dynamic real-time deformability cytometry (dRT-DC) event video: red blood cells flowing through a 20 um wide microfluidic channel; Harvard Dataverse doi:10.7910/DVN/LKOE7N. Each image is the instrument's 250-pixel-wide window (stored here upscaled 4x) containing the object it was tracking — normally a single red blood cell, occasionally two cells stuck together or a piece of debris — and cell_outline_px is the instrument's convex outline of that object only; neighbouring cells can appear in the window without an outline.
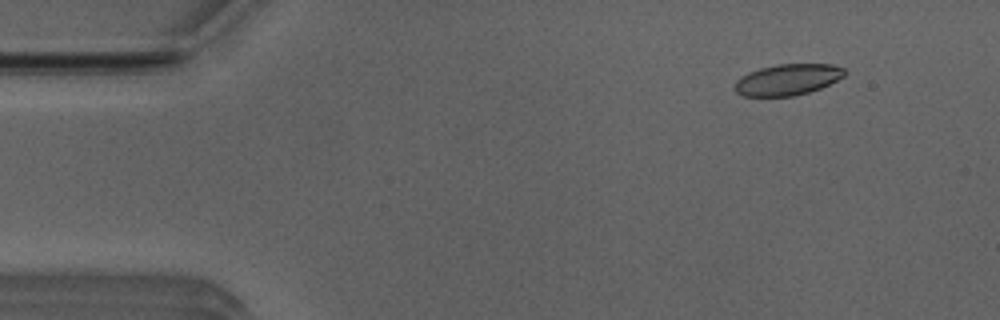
{"species": "Egyptian fruit bat (a non-hibernating species)", "species_latin": "Rousettus aegyptiacus", "temperature_condition": "room temperature", "stored_images_in_passage": 52, "camera_frame_rate_fps": 3000, "um_per_image_px": 0.085, "animal": {"sex": "male"}, "frame": {"image": 1, "passage_image": 6, "time_ms": 1.667, "image_size_px": [1000, 320], "cell_outline_px": [[848, 72], [844, 76], [820, 88], [808, 92], [792, 96], [740, 96], [736, 92], [736, 80], [740, 76], [748, 72], [760, 68], [776, 64], [832, 64], [844, 68]], "centroid_in_image_um": [66.94, 6.76], "position_along_channel_um": 18.1, "area_um2": 19.94}}
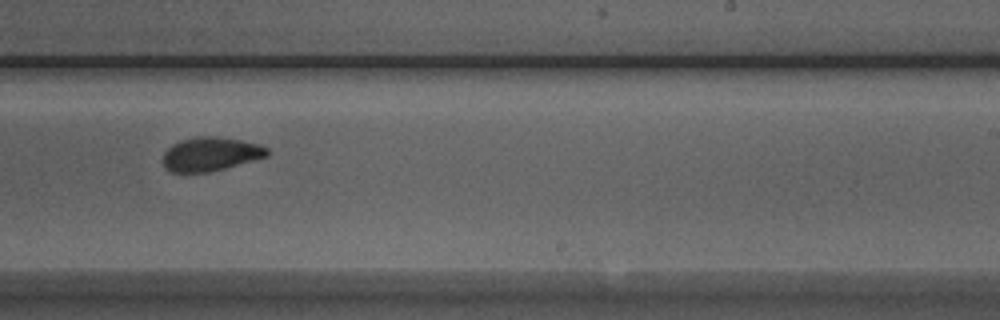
{"frame": {"image": 2, "passage_image": 32, "time_ms": 10.333, "image_size_px": [1000, 320], "cell_outline_px": [[268, 156], [224, 168], [208, 172], [172, 172], [164, 168], [164, 152], [172, 144], [180, 140], [200, 136], [216, 136], [240, 140], [260, 144], [268, 148]], "centroid_in_image_um": [17.89, 13.09], "position_along_channel_um": 271.1, "area_um2": 20.4}}
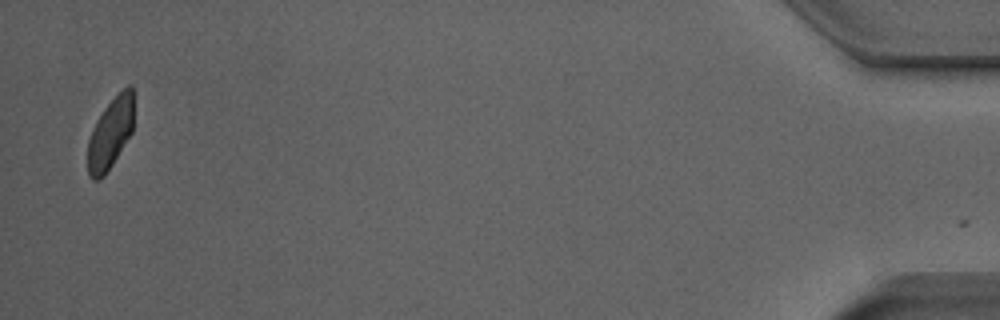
{"frame": {"image": 3, "passage_image": 51, "time_ms": 16.667, "image_size_px": [1000, 320], "cell_outline_px": [[132, 132], [112, 164], [104, 176], [96, 180], [92, 180], [88, 176], [88, 140], [92, 128], [96, 120], [104, 108], [128, 84], [132, 84]], "centroid_in_image_um": [9.35, 11.36], "position_along_channel_um": 425.8, "area_um2": 18.73}, "authors_computed_cell_mechanics": {"area_um2": 20.6057, "velocity_mm_per_s": 3.9562, "shape_relaxation_time_tau1_ms": 5.4871, "shape_relaxation_time_tau2_ms": 1.6947, "deformation_change_tau1": 0.1342, "deformation_change_tau2": 0.0753}}